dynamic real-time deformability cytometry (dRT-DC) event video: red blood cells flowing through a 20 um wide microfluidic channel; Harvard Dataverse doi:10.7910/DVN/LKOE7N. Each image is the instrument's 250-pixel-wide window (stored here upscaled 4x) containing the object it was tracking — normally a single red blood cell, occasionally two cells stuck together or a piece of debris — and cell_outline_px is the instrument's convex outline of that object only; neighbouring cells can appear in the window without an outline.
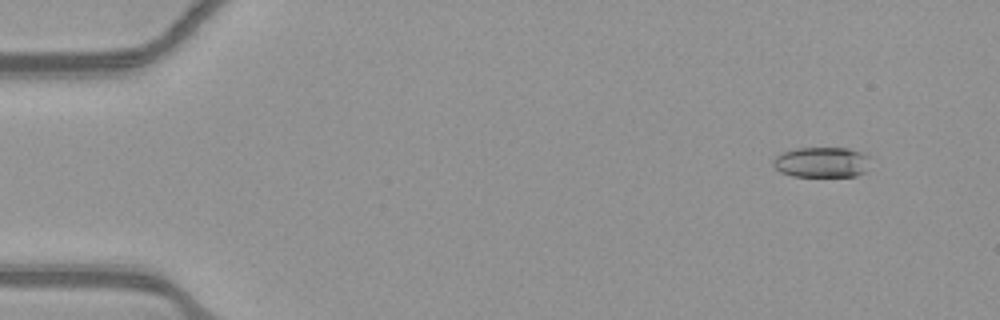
{"species": "common noctule bat (a hibernating species)", "species_latin": "Nyctalus noctula", "temperature_condition": "warm", "stored_images_in_passage": 50, "camera_frame_rate_fps": 3000, "um_per_image_px": 0.085, "animal": {"sex": "female", "body_mass_g": 21.9}, "frame": {"image": 1, "passage_image": 1, "time_ms": 0.0, "image_size_px": [1000, 320], "cell_outline_px": [[868, 156], [864, 172], [856, 176], [792, 176], [780, 172], [772, 164], [772, 160], [780, 152], [796, 148], [848, 148], [860, 152]], "centroid_in_image_um": [69.76, 13.78], "position_along_channel_um": 15.2, "area_um2": 17.11}}
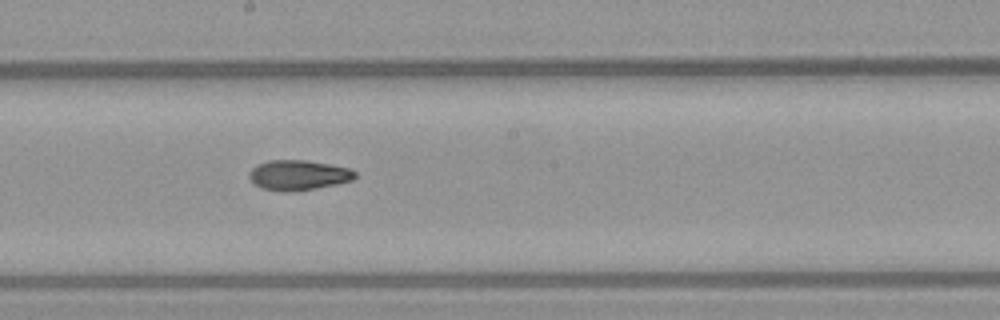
{"frame": {"image": 2, "passage_image": 26, "time_ms": 8.333, "image_size_px": [1000, 320], "cell_outline_px": [[356, 176], [352, 180], [336, 184], [316, 188], [284, 192], [260, 188], [248, 176], [248, 172], [256, 164], [268, 160], [304, 160], [328, 164], [348, 168], [356, 172]], "centroid_in_image_um": [25.32, 14.88], "position_along_channel_um": 222.9, "area_um2": 18.44}}
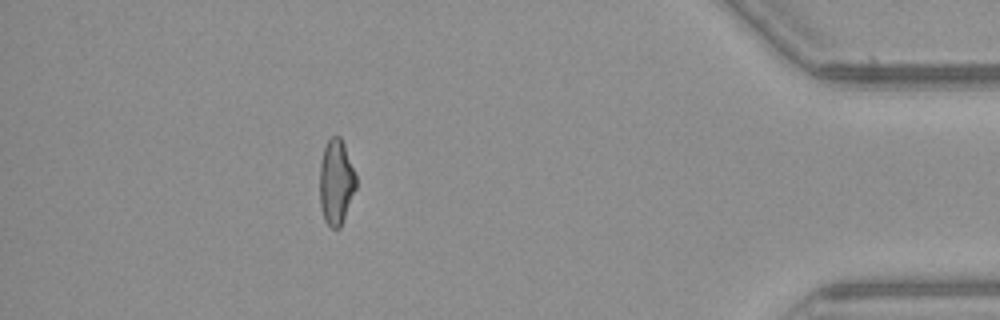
{"frame": {"image": 3, "passage_image": 44, "time_ms": 14.333, "image_size_px": [1000, 320], "cell_outline_px": [[356, 188], [340, 228], [332, 228], [324, 220], [320, 208], [320, 164], [324, 148], [328, 140], [332, 136], [340, 136], [344, 144], [356, 172]], "centroid_in_image_um": [28.57, 15.47], "position_along_channel_um": 406.6, "area_um2": 18.09}, "authors_computed_cell_mechanics": {"area_um2": 18.1781, "velocity_mm_per_s": 3.9011, "shape_relaxation_time_tau1_ms": null, "shape_relaxation_time_tau2_ms": 4.7396, "deformation_change_tau1": null, "deformation_change_tau2": 0.1251}}